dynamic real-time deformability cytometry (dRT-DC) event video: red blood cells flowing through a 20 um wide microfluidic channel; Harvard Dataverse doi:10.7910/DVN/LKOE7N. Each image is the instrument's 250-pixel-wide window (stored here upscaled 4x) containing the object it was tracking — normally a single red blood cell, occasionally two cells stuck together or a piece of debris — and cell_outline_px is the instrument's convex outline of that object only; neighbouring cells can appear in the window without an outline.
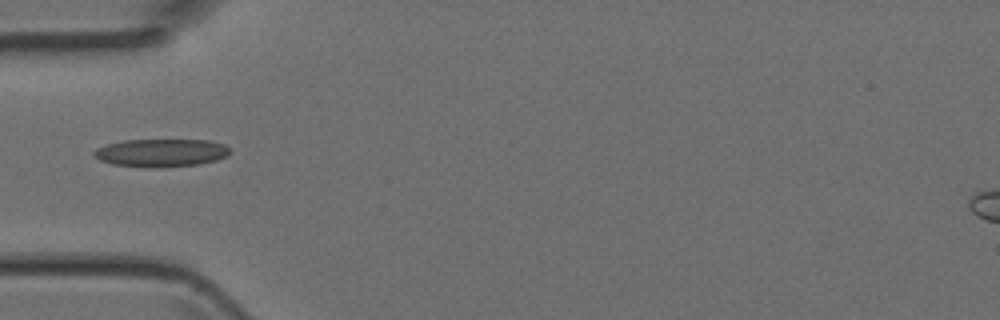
{"species": "Egyptian fruit bat (a non-hibernating species)", "species_latin": "Rousettus aegyptiacus", "temperature_condition": "room temperature", "stored_images_in_passage": 3, "camera_frame_rate_fps": 3000, "um_per_image_px": 0.085, "animal": {"sex": "female"}, "frame": {"image": 1, "passage_image": 3, "time_ms": 0.667, "image_size_px": [1000, 320], "cell_outline_px": [[232, 152], [228, 156], [216, 160], [200, 164], [160, 168], [112, 164], [100, 160], [92, 156], [92, 152], [96, 148], [108, 144], [124, 140], [208, 140], [224, 144]], "centroid_in_image_um": [13.71, 12.99], "position_along_channel_um": 71.3, "area_um2": 22.25}}